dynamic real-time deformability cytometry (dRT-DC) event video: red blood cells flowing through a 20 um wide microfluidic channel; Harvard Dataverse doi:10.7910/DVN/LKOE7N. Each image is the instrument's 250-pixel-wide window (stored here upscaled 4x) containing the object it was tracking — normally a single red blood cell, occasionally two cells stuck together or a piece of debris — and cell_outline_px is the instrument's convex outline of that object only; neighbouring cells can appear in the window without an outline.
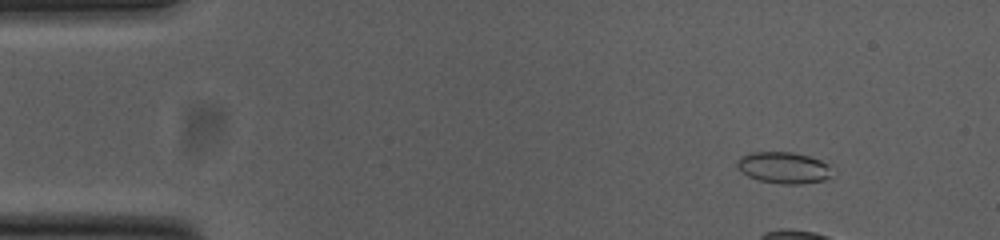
{"species": "common noctule bat (a hibernating species)", "species_latin": "Nyctalus noctula", "temperature_condition": "cold", "stored_images_in_passage": 15, "camera_frame_rate_fps": 3000, "um_per_image_px": 0.085, "animal": {"sex": "female", "body_mass_g": 23.0, "forearm_length_mm": 53.4}, "frame": {"image": 1, "passage_image": 5, "time_ms": 1.333, "image_size_px": [1000, 240], "cell_outline_px": [[836, 176], [824, 180], [800, 184], [784, 184], [760, 180], [748, 176], [736, 164], [736, 160], [740, 156], [752, 152], [792, 152], [808, 156], [820, 160], [828, 164]], "centroid_in_image_um": [66.67, 14.25], "position_along_channel_um": 18.3, "area_um2": 17.46}}